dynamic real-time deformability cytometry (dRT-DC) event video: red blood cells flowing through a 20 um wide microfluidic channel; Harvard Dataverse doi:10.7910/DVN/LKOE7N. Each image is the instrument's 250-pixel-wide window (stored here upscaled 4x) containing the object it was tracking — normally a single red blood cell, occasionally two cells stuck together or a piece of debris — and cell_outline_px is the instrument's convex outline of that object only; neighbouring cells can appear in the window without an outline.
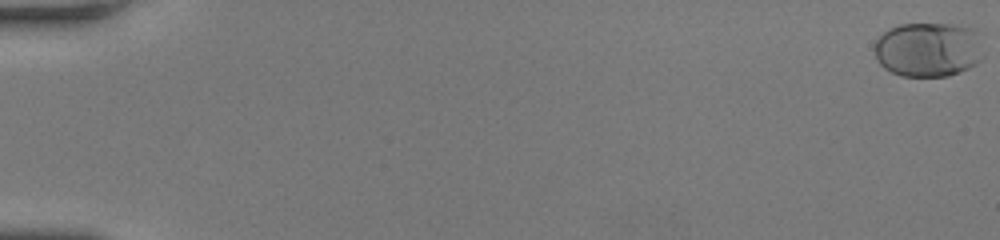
{"species": "human", "species_latin": "Homo sapiens", "temperature_condition": "room temperature", "stored_images_in_passage": 56, "camera_frame_rate_fps": 3000, "um_per_image_px": 0.085, "donor": {"sex": "female"}, "frame": {"image": 1, "passage_image": 1, "time_ms": 0.0, "image_size_px": [1000, 240], "cell_outline_px": [[984, 56], [976, 64], [960, 72], [948, 76], [900, 76], [884, 68], [880, 64], [876, 56], [876, 40], [888, 28], [900, 24], [956, 24], [976, 28]], "centroid_in_image_um": [78.94, 4.2], "position_along_channel_um": 6.1, "area_um2": 34.97}}
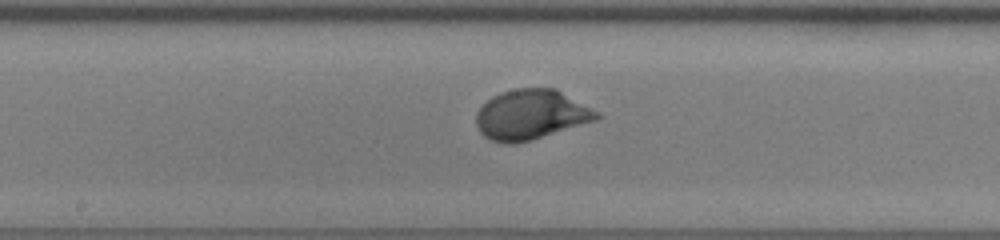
{"frame": {"image": 2, "passage_image": 32, "time_ms": 10.333, "image_size_px": [1000, 240], "cell_outline_px": [[604, 116], [596, 120], [528, 140], [512, 144], [508, 144], [492, 140], [484, 136], [480, 132], [476, 124], [476, 112], [492, 96], [500, 92], [516, 88], [556, 88], [600, 112]], "centroid_in_image_um": [45.14, 9.72], "position_along_channel_um": 203.1, "area_um2": 34.85}}
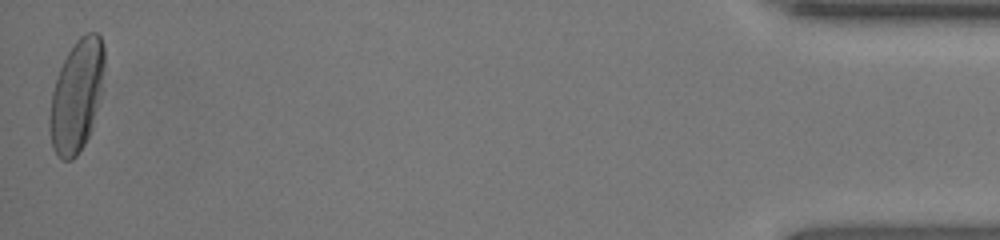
{"frame": {"image": 3, "passage_image": 56, "time_ms": 18.333, "image_size_px": [1000, 240], "cell_outline_px": [[104, 68], [100, 92], [92, 128], [84, 144], [76, 156], [72, 160], [60, 160], [52, 148], [48, 128], [48, 116], [52, 92], [60, 68], [68, 52], [76, 40], [80, 36], [88, 32], [96, 32], [100, 36], [104, 44]], "centroid_in_image_um": [6.49, 8.16], "position_along_channel_um": 428.7, "area_um2": 35.72}, "authors_computed_cell_mechanics": {"area_um2": 33.9864, "velocity_mm_per_s": 3.8863, "shape_relaxation_time_tau1_ms": 2.9655, "shape_relaxation_time_tau2_ms": null, "deformation_change_tau1": 0.1718, "deformation_change_tau2": null}}